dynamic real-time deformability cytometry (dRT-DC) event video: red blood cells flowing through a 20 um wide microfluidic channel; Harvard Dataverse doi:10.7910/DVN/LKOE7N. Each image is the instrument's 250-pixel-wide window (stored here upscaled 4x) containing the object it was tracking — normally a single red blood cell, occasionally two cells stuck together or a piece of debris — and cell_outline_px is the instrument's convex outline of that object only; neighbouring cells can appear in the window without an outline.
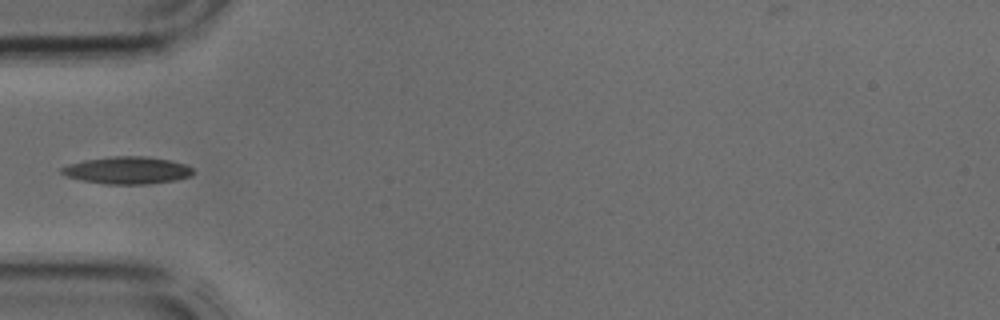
{"species": "common noctule bat (a hibernating species)", "species_latin": "Nyctalus noctula", "temperature_condition": "cold", "stored_images_in_passage": 4, "camera_frame_rate_fps": 3000, "um_per_image_px": 0.085, "animal": {"sex": "male", "body_mass_g": 17.9, "forearm_length_mm": 54.2}, "frame": {"image": 1, "passage_image": 4, "time_ms": 1.0, "image_size_px": [1000, 320], "cell_outline_px": [[196, 172], [192, 176], [176, 180], [148, 184], [104, 184], [84, 180], [68, 176], [60, 172], [60, 168], [68, 164], [84, 160], [112, 156], [144, 156], [168, 160], [184, 164], [192, 168]], "centroid_in_image_um": [10.85, 14.47], "position_along_channel_um": 74.2, "area_um2": 20.87}}